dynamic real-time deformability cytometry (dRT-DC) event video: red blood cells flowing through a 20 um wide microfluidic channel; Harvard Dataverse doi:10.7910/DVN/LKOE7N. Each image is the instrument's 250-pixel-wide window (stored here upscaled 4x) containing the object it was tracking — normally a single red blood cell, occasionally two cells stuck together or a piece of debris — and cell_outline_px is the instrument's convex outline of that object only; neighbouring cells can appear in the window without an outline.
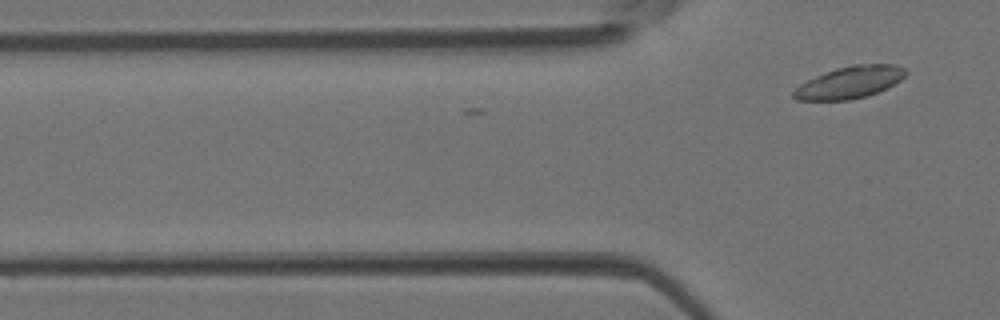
{"species": "Egyptian fruit bat (a non-hibernating species)", "species_latin": "Rousettus aegyptiacus", "temperature_condition": "room temperature", "stored_images_in_passage": 2, "camera_frame_rate_fps": 3000, "um_per_image_px": 0.085, "animal": {"sex": "female"}, "frame": {"image": 1, "passage_image": 2, "time_ms": 0.333, "image_size_px": [1000, 320], "cell_outline_px": [[908, 72], [900, 80], [888, 88], [864, 96], [848, 100], [796, 100], [792, 96], [792, 92], [800, 84], [824, 72], [836, 68], [852, 64], [892, 64], [904, 68]], "centroid_in_image_um": [72.22, 6.99], "position_along_channel_um": 53.6, "area_um2": 20.81}}